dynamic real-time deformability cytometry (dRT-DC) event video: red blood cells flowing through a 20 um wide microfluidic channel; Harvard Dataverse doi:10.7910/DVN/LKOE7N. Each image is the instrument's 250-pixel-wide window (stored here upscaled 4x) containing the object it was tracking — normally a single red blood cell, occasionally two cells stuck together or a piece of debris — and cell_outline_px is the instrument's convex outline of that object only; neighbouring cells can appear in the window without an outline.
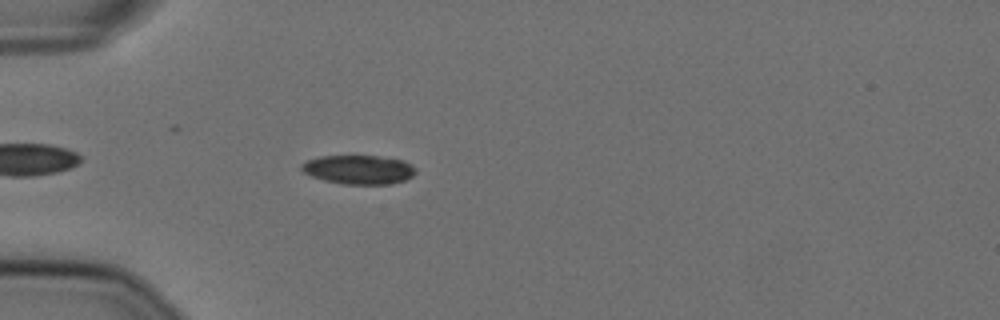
{"species": "Egyptian fruit bat (a non-hibernating species)", "species_latin": "Rousettus aegyptiacus", "temperature_condition": "cold", "stored_images_in_passage": 47, "camera_frame_rate_fps": 3000, "um_per_image_px": 0.085, "animal": {"sex": "female"}, "frame": {"image": 1, "passage_image": 7, "time_ms": 2.0, "image_size_px": [1000, 320], "cell_outline_px": [[416, 172], [412, 176], [404, 180], [388, 184], [344, 184], [324, 180], [312, 176], [304, 172], [300, 168], [300, 164], [308, 160], [320, 156], [376, 156], [404, 160], [416, 168]], "centroid_in_image_um": [30.49, 14.41], "position_along_channel_um": 54.5, "area_um2": 19.19}}
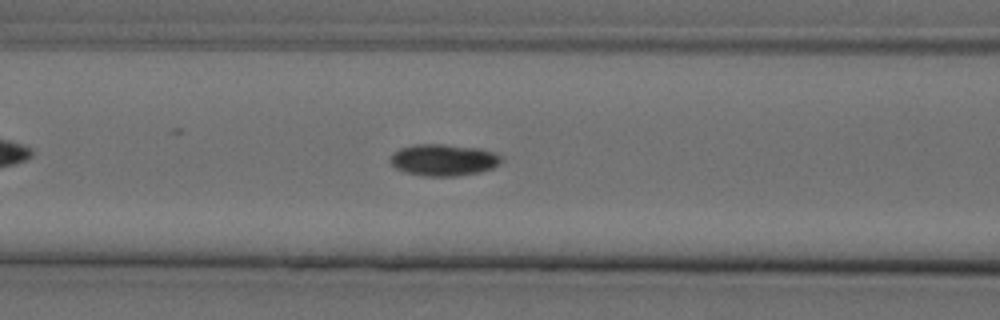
{"frame": {"image": 2, "passage_image": 14, "time_ms": 4.333, "image_size_px": [1000, 320], "cell_outline_px": [[504, 160], [500, 164], [492, 168], [480, 172], [456, 176], [424, 176], [404, 172], [396, 168], [388, 160], [400, 148], [412, 144], [444, 144], [480, 148], [496, 152], [504, 156]], "centroid_in_image_um": [37.76, 13.59], "position_along_channel_um": 128.8, "area_um2": 20.81}}
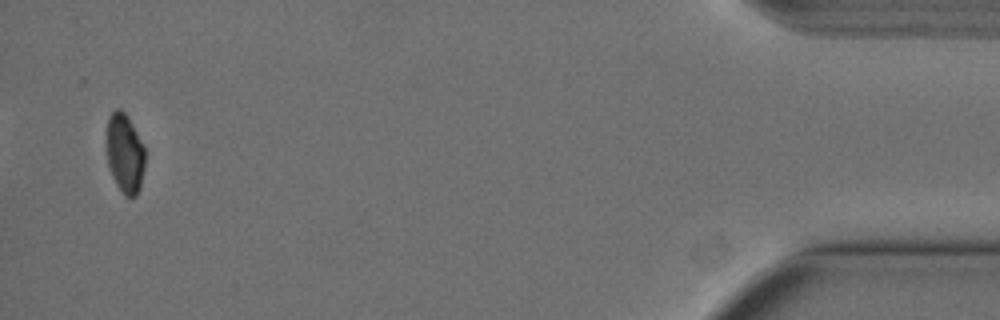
{"frame": {"image": 3, "passage_image": 45, "time_ms": 14.667, "image_size_px": [1000, 320], "cell_outline_px": [[144, 168], [140, 188], [136, 196], [124, 196], [116, 184], [112, 176], [108, 164], [108, 116], [116, 108], [120, 108], [128, 116], [144, 148]], "centroid_in_image_um": [10.62, 13.05], "position_along_channel_um": 424.6, "area_um2": 17.46}, "authors_computed_cell_mechanics": {"area_um2": 19.5364, "velocity_mm_per_s": 3.6103, "shape_relaxation_time_tau1_ms": 6.594, "shape_relaxation_time_tau2_ms": 10.8782, "deformation_change_tau1": 0.1287, "deformation_change_tau2": 0.1023}}